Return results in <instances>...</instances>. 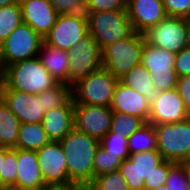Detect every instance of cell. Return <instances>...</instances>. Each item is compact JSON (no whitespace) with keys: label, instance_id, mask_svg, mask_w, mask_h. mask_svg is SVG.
Masks as SVG:
<instances>
[{"label":"cell","instance_id":"cell-5","mask_svg":"<svg viewBox=\"0 0 190 190\" xmlns=\"http://www.w3.org/2000/svg\"><path fill=\"white\" fill-rule=\"evenodd\" d=\"M118 82L119 79L102 67L72 86L73 102L110 107Z\"/></svg>","mask_w":190,"mask_h":190},{"label":"cell","instance_id":"cell-7","mask_svg":"<svg viewBox=\"0 0 190 190\" xmlns=\"http://www.w3.org/2000/svg\"><path fill=\"white\" fill-rule=\"evenodd\" d=\"M44 39L26 23H21L0 44L3 70L13 63L37 57Z\"/></svg>","mask_w":190,"mask_h":190},{"label":"cell","instance_id":"cell-34","mask_svg":"<svg viewBox=\"0 0 190 190\" xmlns=\"http://www.w3.org/2000/svg\"><path fill=\"white\" fill-rule=\"evenodd\" d=\"M58 14H68L77 19H87L86 0H49Z\"/></svg>","mask_w":190,"mask_h":190},{"label":"cell","instance_id":"cell-50","mask_svg":"<svg viewBox=\"0 0 190 190\" xmlns=\"http://www.w3.org/2000/svg\"><path fill=\"white\" fill-rule=\"evenodd\" d=\"M81 190H89L87 187H83Z\"/></svg>","mask_w":190,"mask_h":190},{"label":"cell","instance_id":"cell-24","mask_svg":"<svg viewBox=\"0 0 190 190\" xmlns=\"http://www.w3.org/2000/svg\"><path fill=\"white\" fill-rule=\"evenodd\" d=\"M42 123H21L18 130L17 149L37 151L50 143Z\"/></svg>","mask_w":190,"mask_h":190},{"label":"cell","instance_id":"cell-29","mask_svg":"<svg viewBox=\"0 0 190 190\" xmlns=\"http://www.w3.org/2000/svg\"><path fill=\"white\" fill-rule=\"evenodd\" d=\"M72 98V87L65 83H58L56 86L42 92V104L45 113L53 108L65 105Z\"/></svg>","mask_w":190,"mask_h":190},{"label":"cell","instance_id":"cell-10","mask_svg":"<svg viewBox=\"0 0 190 190\" xmlns=\"http://www.w3.org/2000/svg\"><path fill=\"white\" fill-rule=\"evenodd\" d=\"M143 35L149 44L177 54L186 48V18L167 16Z\"/></svg>","mask_w":190,"mask_h":190},{"label":"cell","instance_id":"cell-27","mask_svg":"<svg viewBox=\"0 0 190 190\" xmlns=\"http://www.w3.org/2000/svg\"><path fill=\"white\" fill-rule=\"evenodd\" d=\"M22 23L20 3L0 7V44Z\"/></svg>","mask_w":190,"mask_h":190},{"label":"cell","instance_id":"cell-48","mask_svg":"<svg viewBox=\"0 0 190 190\" xmlns=\"http://www.w3.org/2000/svg\"><path fill=\"white\" fill-rule=\"evenodd\" d=\"M0 190H17V189L10 188V187H1Z\"/></svg>","mask_w":190,"mask_h":190},{"label":"cell","instance_id":"cell-32","mask_svg":"<svg viewBox=\"0 0 190 190\" xmlns=\"http://www.w3.org/2000/svg\"><path fill=\"white\" fill-rule=\"evenodd\" d=\"M122 161L119 155H112L99 145L94 156L95 177L118 171Z\"/></svg>","mask_w":190,"mask_h":190},{"label":"cell","instance_id":"cell-17","mask_svg":"<svg viewBox=\"0 0 190 190\" xmlns=\"http://www.w3.org/2000/svg\"><path fill=\"white\" fill-rule=\"evenodd\" d=\"M133 31L143 34L167 17L162 0H127Z\"/></svg>","mask_w":190,"mask_h":190},{"label":"cell","instance_id":"cell-30","mask_svg":"<svg viewBox=\"0 0 190 190\" xmlns=\"http://www.w3.org/2000/svg\"><path fill=\"white\" fill-rule=\"evenodd\" d=\"M87 188L89 190H129L126 180L119 170L95 177Z\"/></svg>","mask_w":190,"mask_h":190},{"label":"cell","instance_id":"cell-45","mask_svg":"<svg viewBox=\"0 0 190 190\" xmlns=\"http://www.w3.org/2000/svg\"><path fill=\"white\" fill-rule=\"evenodd\" d=\"M183 165L187 171V174H188V177H189V180H190V159L186 160L183 162Z\"/></svg>","mask_w":190,"mask_h":190},{"label":"cell","instance_id":"cell-18","mask_svg":"<svg viewBox=\"0 0 190 190\" xmlns=\"http://www.w3.org/2000/svg\"><path fill=\"white\" fill-rule=\"evenodd\" d=\"M22 22L28 24L43 39L51 30L58 13L49 0H20Z\"/></svg>","mask_w":190,"mask_h":190},{"label":"cell","instance_id":"cell-28","mask_svg":"<svg viewBox=\"0 0 190 190\" xmlns=\"http://www.w3.org/2000/svg\"><path fill=\"white\" fill-rule=\"evenodd\" d=\"M145 123L146 122L140 117L113 111L110 131L123 136V138H128Z\"/></svg>","mask_w":190,"mask_h":190},{"label":"cell","instance_id":"cell-21","mask_svg":"<svg viewBox=\"0 0 190 190\" xmlns=\"http://www.w3.org/2000/svg\"><path fill=\"white\" fill-rule=\"evenodd\" d=\"M41 123L51 141L62 140L75 127L73 99L46 112Z\"/></svg>","mask_w":190,"mask_h":190},{"label":"cell","instance_id":"cell-13","mask_svg":"<svg viewBox=\"0 0 190 190\" xmlns=\"http://www.w3.org/2000/svg\"><path fill=\"white\" fill-rule=\"evenodd\" d=\"M163 160L157 150L133 153L122 161L119 172L124 176L129 190H144V180Z\"/></svg>","mask_w":190,"mask_h":190},{"label":"cell","instance_id":"cell-31","mask_svg":"<svg viewBox=\"0 0 190 190\" xmlns=\"http://www.w3.org/2000/svg\"><path fill=\"white\" fill-rule=\"evenodd\" d=\"M18 149L5 148V159L0 171V187H12L16 182Z\"/></svg>","mask_w":190,"mask_h":190},{"label":"cell","instance_id":"cell-38","mask_svg":"<svg viewBox=\"0 0 190 190\" xmlns=\"http://www.w3.org/2000/svg\"><path fill=\"white\" fill-rule=\"evenodd\" d=\"M167 16L186 18L190 12V0H162Z\"/></svg>","mask_w":190,"mask_h":190},{"label":"cell","instance_id":"cell-33","mask_svg":"<svg viewBox=\"0 0 190 190\" xmlns=\"http://www.w3.org/2000/svg\"><path fill=\"white\" fill-rule=\"evenodd\" d=\"M100 141V146L112 155H119L122 160L129 157L128 138L109 131Z\"/></svg>","mask_w":190,"mask_h":190},{"label":"cell","instance_id":"cell-37","mask_svg":"<svg viewBox=\"0 0 190 190\" xmlns=\"http://www.w3.org/2000/svg\"><path fill=\"white\" fill-rule=\"evenodd\" d=\"M87 12L127 10V0H86Z\"/></svg>","mask_w":190,"mask_h":190},{"label":"cell","instance_id":"cell-39","mask_svg":"<svg viewBox=\"0 0 190 190\" xmlns=\"http://www.w3.org/2000/svg\"><path fill=\"white\" fill-rule=\"evenodd\" d=\"M174 69L178 77L190 75V49L184 48L175 55Z\"/></svg>","mask_w":190,"mask_h":190},{"label":"cell","instance_id":"cell-6","mask_svg":"<svg viewBox=\"0 0 190 190\" xmlns=\"http://www.w3.org/2000/svg\"><path fill=\"white\" fill-rule=\"evenodd\" d=\"M157 151L166 161L183 163L190 159V117L176 123L154 125Z\"/></svg>","mask_w":190,"mask_h":190},{"label":"cell","instance_id":"cell-22","mask_svg":"<svg viewBox=\"0 0 190 190\" xmlns=\"http://www.w3.org/2000/svg\"><path fill=\"white\" fill-rule=\"evenodd\" d=\"M38 57L48 72L58 81L68 85V51L42 44Z\"/></svg>","mask_w":190,"mask_h":190},{"label":"cell","instance_id":"cell-14","mask_svg":"<svg viewBox=\"0 0 190 190\" xmlns=\"http://www.w3.org/2000/svg\"><path fill=\"white\" fill-rule=\"evenodd\" d=\"M0 97L21 123H41L45 110L42 92L33 95L24 91L10 90L2 85Z\"/></svg>","mask_w":190,"mask_h":190},{"label":"cell","instance_id":"cell-20","mask_svg":"<svg viewBox=\"0 0 190 190\" xmlns=\"http://www.w3.org/2000/svg\"><path fill=\"white\" fill-rule=\"evenodd\" d=\"M110 108L115 112L140 117L145 122H148L150 115V104L145 96L123 85L120 81L115 88Z\"/></svg>","mask_w":190,"mask_h":190},{"label":"cell","instance_id":"cell-15","mask_svg":"<svg viewBox=\"0 0 190 190\" xmlns=\"http://www.w3.org/2000/svg\"><path fill=\"white\" fill-rule=\"evenodd\" d=\"M190 117L177 89L161 91L150 105L148 122L153 125L181 122Z\"/></svg>","mask_w":190,"mask_h":190},{"label":"cell","instance_id":"cell-1","mask_svg":"<svg viewBox=\"0 0 190 190\" xmlns=\"http://www.w3.org/2000/svg\"><path fill=\"white\" fill-rule=\"evenodd\" d=\"M59 142L66 158L69 181L87 187L95 178L94 156L100 141L74 127Z\"/></svg>","mask_w":190,"mask_h":190},{"label":"cell","instance_id":"cell-40","mask_svg":"<svg viewBox=\"0 0 190 190\" xmlns=\"http://www.w3.org/2000/svg\"><path fill=\"white\" fill-rule=\"evenodd\" d=\"M176 89L183 100L184 107L190 113V75L178 77Z\"/></svg>","mask_w":190,"mask_h":190},{"label":"cell","instance_id":"cell-36","mask_svg":"<svg viewBox=\"0 0 190 190\" xmlns=\"http://www.w3.org/2000/svg\"><path fill=\"white\" fill-rule=\"evenodd\" d=\"M174 162L163 160L159 165L154 168V171L149 177L144 180V190H154L155 188L164 185L167 180V176L170 167Z\"/></svg>","mask_w":190,"mask_h":190},{"label":"cell","instance_id":"cell-41","mask_svg":"<svg viewBox=\"0 0 190 190\" xmlns=\"http://www.w3.org/2000/svg\"><path fill=\"white\" fill-rule=\"evenodd\" d=\"M83 187L79 184L70 182L64 184H48L45 185V190H81Z\"/></svg>","mask_w":190,"mask_h":190},{"label":"cell","instance_id":"cell-35","mask_svg":"<svg viewBox=\"0 0 190 190\" xmlns=\"http://www.w3.org/2000/svg\"><path fill=\"white\" fill-rule=\"evenodd\" d=\"M165 184L169 190H190V180L183 163H174L170 167Z\"/></svg>","mask_w":190,"mask_h":190},{"label":"cell","instance_id":"cell-2","mask_svg":"<svg viewBox=\"0 0 190 190\" xmlns=\"http://www.w3.org/2000/svg\"><path fill=\"white\" fill-rule=\"evenodd\" d=\"M3 84L10 90L37 95L56 86L58 81L37 56L8 65L4 69Z\"/></svg>","mask_w":190,"mask_h":190},{"label":"cell","instance_id":"cell-11","mask_svg":"<svg viewBox=\"0 0 190 190\" xmlns=\"http://www.w3.org/2000/svg\"><path fill=\"white\" fill-rule=\"evenodd\" d=\"M113 111L110 107L74 104L75 128L101 140L111 129Z\"/></svg>","mask_w":190,"mask_h":190},{"label":"cell","instance_id":"cell-23","mask_svg":"<svg viewBox=\"0 0 190 190\" xmlns=\"http://www.w3.org/2000/svg\"><path fill=\"white\" fill-rule=\"evenodd\" d=\"M151 75L143 64L134 66L129 72L122 76L119 81L145 96L151 105L160 94V90L154 86Z\"/></svg>","mask_w":190,"mask_h":190},{"label":"cell","instance_id":"cell-26","mask_svg":"<svg viewBox=\"0 0 190 190\" xmlns=\"http://www.w3.org/2000/svg\"><path fill=\"white\" fill-rule=\"evenodd\" d=\"M130 154L157 150V135L153 124L146 122L128 137Z\"/></svg>","mask_w":190,"mask_h":190},{"label":"cell","instance_id":"cell-9","mask_svg":"<svg viewBox=\"0 0 190 190\" xmlns=\"http://www.w3.org/2000/svg\"><path fill=\"white\" fill-rule=\"evenodd\" d=\"M102 51L95 39L88 33L68 51V85L73 86L79 80L103 67Z\"/></svg>","mask_w":190,"mask_h":190},{"label":"cell","instance_id":"cell-3","mask_svg":"<svg viewBox=\"0 0 190 190\" xmlns=\"http://www.w3.org/2000/svg\"><path fill=\"white\" fill-rule=\"evenodd\" d=\"M145 41L143 34L134 31L127 38L105 46L101 50L103 68L120 79L134 66L141 64Z\"/></svg>","mask_w":190,"mask_h":190},{"label":"cell","instance_id":"cell-42","mask_svg":"<svg viewBox=\"0 0 190 190\" xmlns=\"http://www.w3.org/2000/svg\"><path fill=\"white\" fill-rule=\"evenodd\" d=\"M186 48L190 49V20L186 19Z\"/></svg>","mask_w":190,"mask_h":190},{"label":"cell","instance_id":"cell-44","mask_svg":"<svg viewBox=\"0 0 190 190\" xmlns=\"http://www.w3.org/2000/svg\"><path fill=\"white\" fill-rule=\"evenodd\" d=\"M4 159H5V148L0 147V171L3 166Z\"/></svg>","mask_w":190,"mask_h":190},{"label":"cell","instance_id":"cell-8","mask_svg":"<svg viewBox=\"0 0 190 190\" xmlns=\"http://www.w3.org/2000/svg\"><path fill=\"white\" fill-rule=\"evenodd\" d=\"M175 53L153 46L145 41L141 64L149 74L154 86L160 91L172 90L177 87L178 76L174 69Z\"/></svg>","mask_w":190,"mask_h":190},{"label":"cell","instance_id":"cell-43","mask_svg":"<svg viewBox=\"0 0 190 190\" xmlns=\"http://www.w3.org/2000/svg\"><path fill=\"white\" fill-rule=\"evenodd\" d=\"M20 3V0H0V7Z\"/></svg>","mask_w":190,"mask_h":190},{"label":"cell","instance_id":"cell-12","mask_svg":"<svg viewBox=\"0 0 190 190\" xmlns=\"http://www.w3.org/2000/svg\"><path fill=\"white\" fill-rule=\"evenodd\" d=\"M88 34L87 19H77L68 14H58L55 24L44 37V43L69 51Z\"/></svg>","mask_w":190,"mask_h":190},{"label":"cell","instance_id":"cell-16","mask_svg":"<svg viewBox=\"0 0 190 190\" xmlns=\"http://www.w3.org/2000/svg\"><path fill=\"white\" fill-rule=\"evenodd\" d=\"M36 152L46 185L70 183L67 177L66 158L60 142L51 141Z\"/></svg>","mask_w":190,"mask_h":190},{"label":"cell","instance_id":"cell-19","mask_svg":"<svg viewBox=\"0 0 190 190\" xmlns=\"http://www.w3.org/2000/svg\"><path fill=\"white\" fill-rule=\"evenodd\" d=\"M45 185L39 168L37 152L18 149L16 182L11 188L17 190H39Z\"/></svg>","mask_w":190,"mask_h":190},{"label":"cell","instance_id":"cell-4","mask_svg":"<svg viewBox=\"0 0 190 190\" xmlns=\"http://www.w3.org/2000/svg\"><path fill=\"white\" fill-rule=\"evenodd\" d=\"M88 33L102 50L105 46L127 38L134 31L127 10L88 12Z\"/></svg>","mask_w":190,"mask_h":190},{"label":"cell","instance_id":"cell-47","mask_svg":"<svg viewBox=\"0 0 190 190\" xmlns=\"http://www.w3.org/2000/svg\"><path fill=\"white\" fill-rule=\"evenodd\" d=\"M154 190H169V189H168V187L166 186V184H164V185H161V186L155 188Z\"/></svg>","mask_w":190,"mask_h":190},{"label":"cell","instance_id":"cell-25","mask_svg":"<svg viewBox=\"0 0 190 190\" xmlns=\"http://www.w3.org/2000/svg\"><path fill=\"white\" fill-rule=\"evenodd\" d=\"M21 122L0 97V147L16 148Z\"/></svg>","mask_w":190,"mask_h":190},{"label":"cell","instance_id":"cell-46","mask_svg":"<svg viewBox=\"0 0 190 190\" xmlns=\"http://www.w3.org/2000/svg\"><path fill=\"white\" fill-rule=\"evenodd\" d=\"M3 73H4V70L0 63V93H1L2 85H3Z\"/></svg>","mask_w":190,"mask_h":190},{"label":"cell","instance_id":"cell-49","mask_svg":"<svg viewBox=\"0 0 190 190\" xmlns=\"http://www.w3.org/2000/svg\"><path fill=\"white\" fill-rule=\"evenodd\" d=\"M187 20H190V12L188 14V16L186 17Z\"/></svg>","mask_w":190,"mask_h":190}]
</instances>
